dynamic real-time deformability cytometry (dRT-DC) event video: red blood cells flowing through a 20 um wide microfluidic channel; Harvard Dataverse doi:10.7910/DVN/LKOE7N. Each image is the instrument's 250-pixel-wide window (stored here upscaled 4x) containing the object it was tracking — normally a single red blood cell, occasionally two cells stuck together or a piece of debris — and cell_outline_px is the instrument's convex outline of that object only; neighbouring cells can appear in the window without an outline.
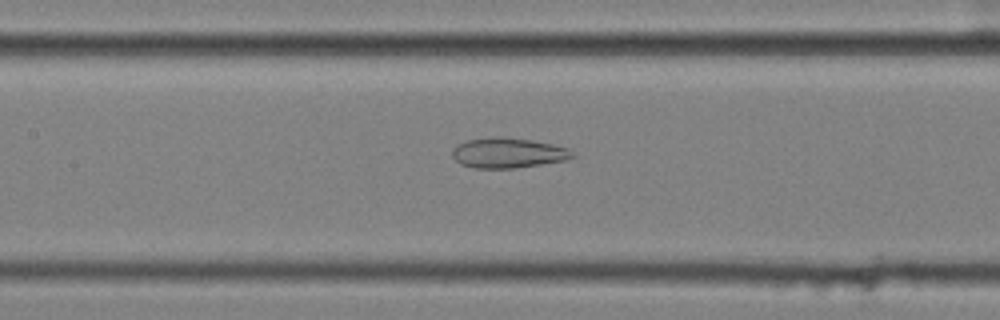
{"species": "common noctule bat (a hibernating species)", "species_latin": "Nyctalus noctula", "temperature_condition": "cold", "stored_images_in_passage": 50, "camera_frame_rate_fps": 3000, "um_per_image_px": 0.085, "animal": {"sex": "female", "body_mass_g": 25.1}, "frame": {"image": 1, "passage_image": 20, "time_ms": 6.333, "image_size_px": [1000, 320], "cell_outline_px": [[576, 156], [564, 160], [540, 164], [512, 168], [476, 168], [460, 164], [452, 156], [452, 148], [468, 140], [488, 136], [500, 136], [532, 140], [552, 144], [568, 148]], "centroid_in_image_um": [43.16, 12.98], "position_along_channel_um": 164.2, "area_um2": 21.04}}
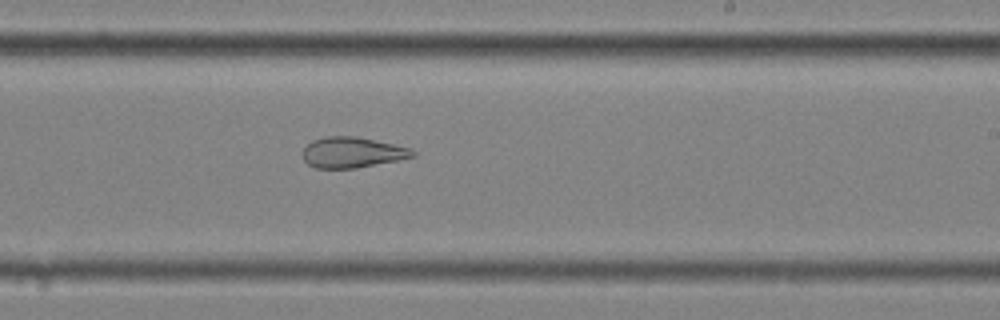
{"frame": {"image": 2, "passage_image": 28, "time_ms": 9.0, "image_size_px": [1000, 320], "cell_outline_px": [[416, 156], [400, 160], [356, 168], [316, 168], [308, 164], [304, 160], [300, 152], [312, 140], [324, 136], [356, 136], [412, 148], [416, 152]], "centroid_in_image_um": [29.94, 12.95], "position_along_channel_um": 259.1, "area_um2": 19.88}}
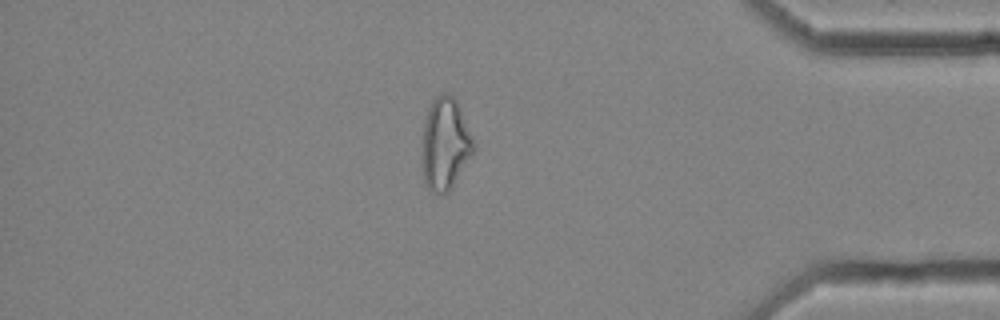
{"frame": {"image": 3, "passage_image": 42, "time_ms": 13.667, "image_size_px": [1000, 320], "cell_outline_px": [[476, 148], [452, 184], [444, 192], [432, 192], [424, 184], [424, 120], [428, 108], [432, 100], [440, 92], [448, 92], [456, 100], [460, 108], [476, 144]], "centroid_in_image_um": [37.86, 12.14], "position_along_channel_um": 397.3, "area_um2": 26.88}, "authors_computed_cell_mechanics": {"area_um2": 26.6747, "velocity_mm_per_s": 3.5678, "shape_relaxation_time_tau1_ms": null, "shape_relaxation_time_tau2_ms": 2.7641, "deformation_change_tau1": null, "deformation_change_tau2": 0.119}}